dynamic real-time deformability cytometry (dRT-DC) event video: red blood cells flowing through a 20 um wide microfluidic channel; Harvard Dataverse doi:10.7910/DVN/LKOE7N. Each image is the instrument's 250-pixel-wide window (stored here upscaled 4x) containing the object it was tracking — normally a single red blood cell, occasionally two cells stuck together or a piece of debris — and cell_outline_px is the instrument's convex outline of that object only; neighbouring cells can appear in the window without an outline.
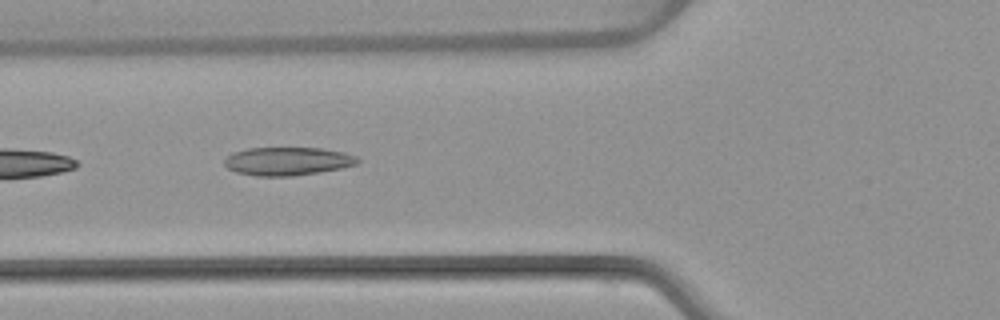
{"species": "common noctule bat (a hibernating species)", "species_latin": "Nyctalus noctula", "temperature_condition": "warm", "stored_images_in_passage": 6, "camera_frame_rate_fps": 3000, "um_per_image_px": 0.085, "animal": {"sex": "female", "body_mass_g": 22.7, "forearm_length_mm": 54.2}, "frame": {"image": 1, "passage_image": 6, "time_ms": 6.0, "image_size_px": [1000, 320], "cell_outline_px": [[360, 160], [356, 164], [340, 168], [320, 172], [292, 176], [256, 176], [236, 172], [228, 168], [224, 164], [224, 160], [232, 152], [248, 148], [320, 148], [344, 152], [356, 156]], "centroid_in_image_um": [24.43, 13.7], "position_along_channel_um": 101.4, "area_um2": 21.91}}